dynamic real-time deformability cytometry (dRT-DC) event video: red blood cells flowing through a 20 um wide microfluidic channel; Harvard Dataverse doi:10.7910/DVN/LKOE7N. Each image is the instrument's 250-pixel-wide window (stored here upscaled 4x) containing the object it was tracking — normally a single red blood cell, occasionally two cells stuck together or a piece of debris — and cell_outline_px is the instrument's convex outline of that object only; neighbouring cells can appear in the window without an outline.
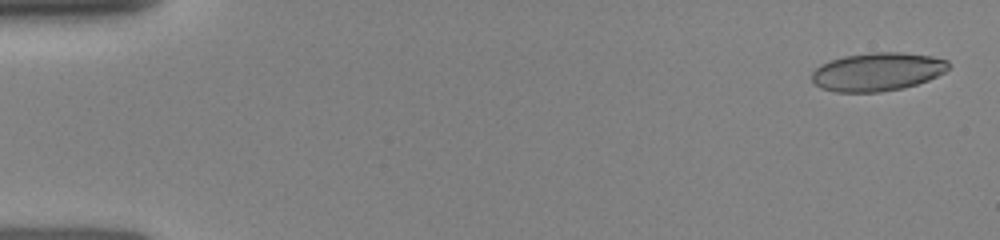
{"species": "human", "species_latin": "Homo sapiens", "temperature_condition": "room temperature", "stored_images_in_passage": 51, "camera_frame_rate_fps": 3000, "um_per_image_px": 0.085, "donor": {"sex": "female"}, "frame": {"image": 1, "passage_image": 2, "time_ms": 0.333, "image_size_px": [1000, 240], "cell_outline_px": [[948, 68], [944, 72], [928, 80], [904, 88], [880, 92], [836, 92], [820, 88], [812, 80], [812, 72], [820, 64], [844, 56], [872, 52], [904, 52], [932, 56], [948, 60]], "centroid_in_image_um": [74.57, 6.1], "position_along_channel_um": 10.4, "area_um2": 30.58}}
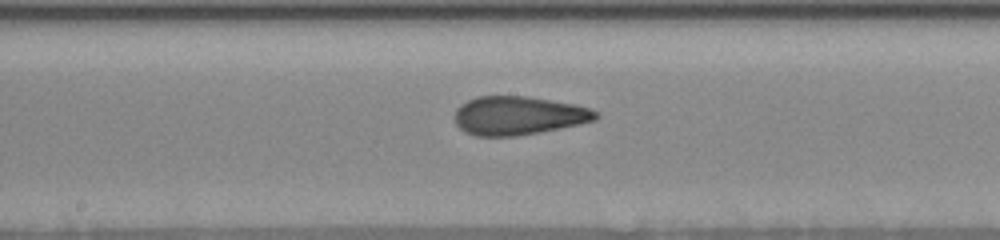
{"frame": {"image": 2, "passage_image": 27, "time_ms": 8.333, "image_size_px": [1000, 240], "cell_outline_px": [[600, 116], [596, 120], [560, 128], [516, 136], [472, 136], [464, 132], [456, 124], [456, 108], [460, 104], [476, 96], [528, 96], [576, 104], [600, 112]], "centroid_in_image_um": [44.07, 9.82], "position_along_channel_um": 204.1, "area_um2": 31.91}}
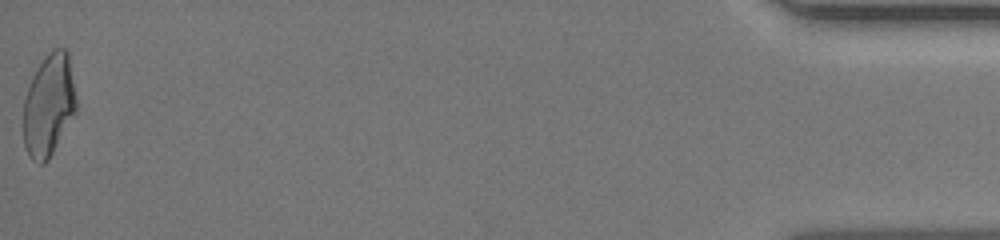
{"frame": {"image": 3, "passage_image": 51, "time_ms": 16.0, "image_size_px": [1000, 240], "cell_outline_px": [[76, 112], [48, 160], [44, 164], [40, 164], [32, 160], [28, 156], [24, 144], [24, 100], [32, 76], [40, 64], [56, 48], [64, 48], [68, 52], [76, 100]], "centroid_in_image_um": [4.14, 8.99], "position_along_channel_um": 431.1, "area_um2": 30.98}}